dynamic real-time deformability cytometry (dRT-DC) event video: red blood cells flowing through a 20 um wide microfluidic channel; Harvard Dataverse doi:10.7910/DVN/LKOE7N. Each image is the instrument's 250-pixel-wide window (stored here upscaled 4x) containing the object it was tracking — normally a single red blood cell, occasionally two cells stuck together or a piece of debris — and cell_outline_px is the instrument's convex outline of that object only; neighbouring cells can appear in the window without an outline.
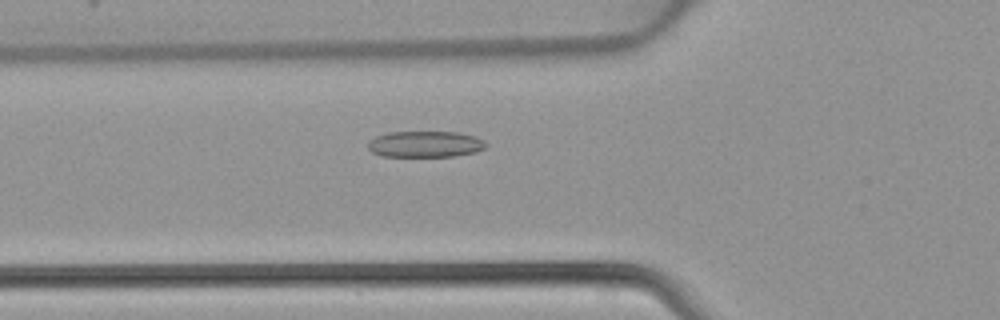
{"species": "common noctule bat (a hibernating species)", "species_latin": "Nyctalus noctula", "temperature_condition": "warm", "stored_images_in_passage": 47, "camera_frame_rate_fps": 3000, "um_per_image_px": 0.085, "animal": {"sex": "female", "body_mass_g": 22.7, "forearm_length_mm": 54.2}, "frame": {"image": 1, "passage_image": 17, "time_ms": 5.333, "image_size_px": [1000, 320], "cell_outline_px": [[488, 144], [484, 148], [476, 152], [452, 156], [380, 156], [372, 152], [368, 148], [368, 140], [376, 136], [388, 132], [460, 132], [476, 136], [484, 140]], "centroid_in_image_um": [36.15, 12.24], "position_along_channel_um": 89.7, "area_um2": 18.15}}
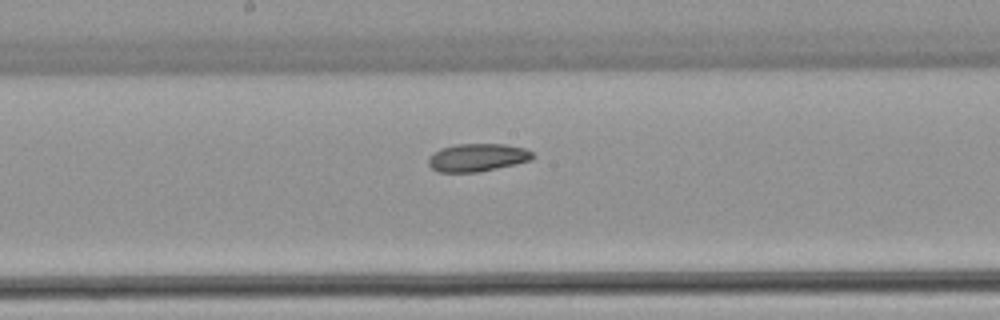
{"frame": {"image": 2, "passage_image": 25, "time_ms": 8.0, "image_size_px": [1000, 320], "cell_outline_px": [[536, 156], [532, 160], [480, 172], [440, 172], [432, 168], [428, 164], [428, 160], [440, 148], [456, 144], [504, 144], [524, 148], [532, 152]], "centroid_in_image_um": [40.62, 13.39], "position_along_channel_um": 207.6, "area_um2": 16.88}}
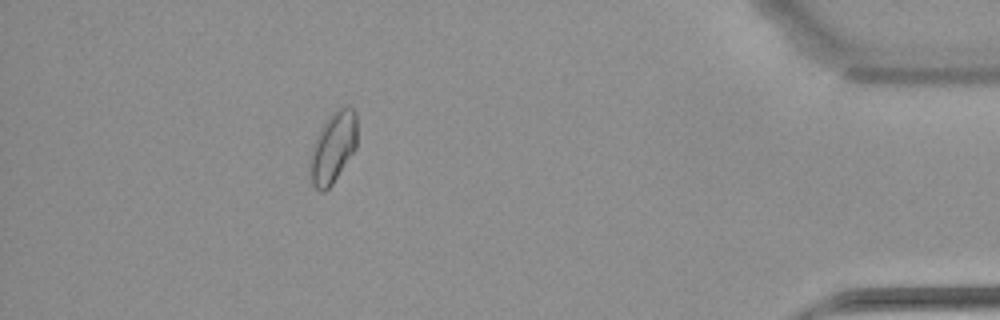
{"frame": {"image": 3, "passage_image": 42, "time_ms": 13.667, "image_size_px": [1000, 320], "cell_outline_px": [[356, 148], [332, 184], [324, 192], [320, 192], [312, 184], [308, 172], [312, 148], [316, 136], [320, 128], [328, 116], [336, 108], [348, 104], [356, 112]], "centroid_in_image_um": [28.29, 12.51], "position_along_channel_um": 406.9, "area_um2": 19.71}}